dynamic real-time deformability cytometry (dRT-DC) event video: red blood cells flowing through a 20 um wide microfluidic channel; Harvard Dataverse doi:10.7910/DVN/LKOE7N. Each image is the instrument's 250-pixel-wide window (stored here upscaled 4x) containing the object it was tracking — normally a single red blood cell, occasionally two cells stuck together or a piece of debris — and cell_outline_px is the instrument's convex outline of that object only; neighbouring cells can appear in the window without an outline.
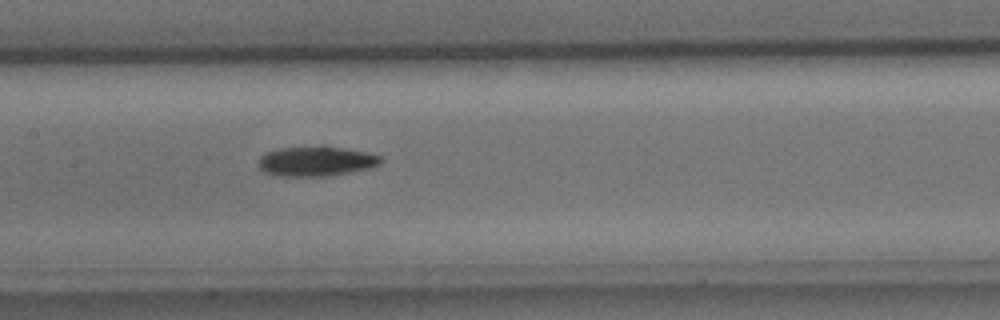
{"species": "common noctule bat (a hibernating species)", "species_latin": "Nyctalus noctula", "temperature_condition": "cold", "stored_images_in_passage": 7, "camera_frame_rate_fps": 3000, "um_per_image_px": 0.085, "animal": {"sex": "male", "body_mass_g": 15.6}, "frame": {"image": 1, "passage_image": 7, "time_ms": 2.0, "image_size_px": [1000, 320], "cell_outline_px": [[384, 160], [380, 164], [368, 168], [348, 172], [324, 176], [280, 176], [264, 172], [256, 164], [256, 160], [260, 156], [268, 152], [280, 148], [320, 144], [324, 144], [368, 152], [380, 156]], "centroid_in_image_um": [26.85, 13.67], "position_along_channel_um": 180.6, "area_um2": 21.79}}